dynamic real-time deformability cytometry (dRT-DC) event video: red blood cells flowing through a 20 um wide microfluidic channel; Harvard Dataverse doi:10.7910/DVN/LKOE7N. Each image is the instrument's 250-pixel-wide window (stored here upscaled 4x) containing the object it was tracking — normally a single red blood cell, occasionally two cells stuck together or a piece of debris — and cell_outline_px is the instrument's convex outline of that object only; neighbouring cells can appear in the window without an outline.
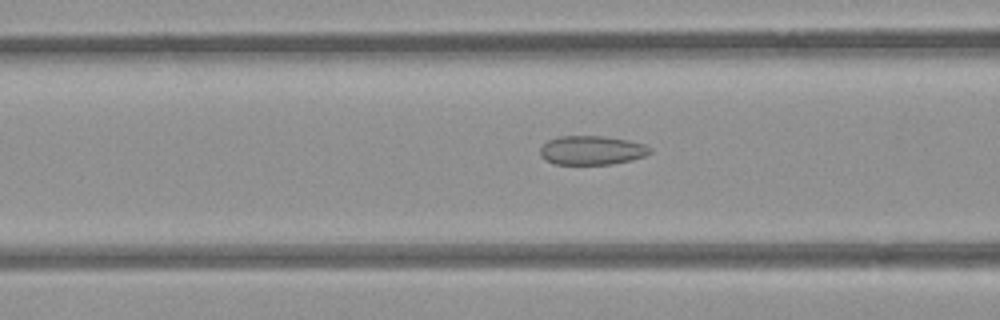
{"species": "common noctule bat (a hibernating species)", "species_latin": "Nyctalus noctula", "temperature_condition": "room temperature", "stored_images_in_passage": 53, "camera_frame_rate_fps": 3000, "um_per_image_px": 0.085, "animal": {"sex": "female", "body_mass_g": 21.9}, "frame": {"image": 1, "passage_image": 21, "time_ms": 6.667, "image_size_px": [1000, 320], "cell_outline_px": [[652, 152], [644, 156], [632, 160], [612, 164], [552, 164], [544, 160], [540, 156], [540, 148], [548, 140], [560, 136], [604, 136], [628, 140], [644, 144], [652, 148]], "centroid_in_image_um": [50.29, 12.78], "position_along_channel_um": 116.3, "area_um2": 18.73}}
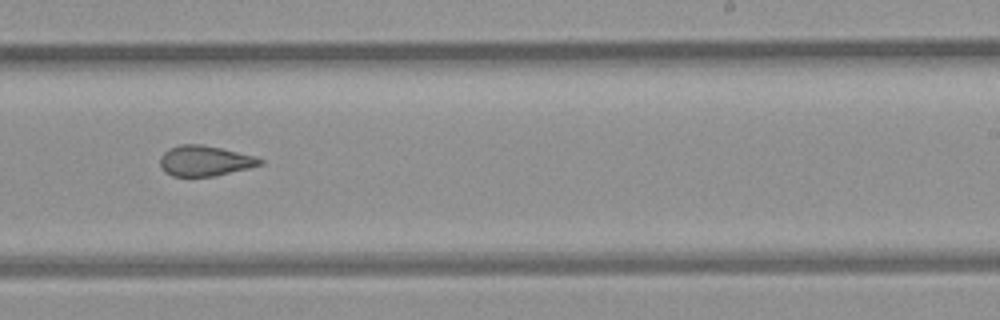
{"frame": {"image": 2, "passage_image": 33, "time_ms": 10.667, "image_size_px": [1000, 320], "cell_outline_px": [[264, 164], [248, 168], [212, 176], [172, 176], [164, 172], [160, 168], [160, 156], [168, 148], [180, 144], [204, 144], [256, 156], [264, 160]], "centroid_in_image_um": [17.39, 13.66], "position_along_channel_um": 271.6, "area_um2": 17.86}}
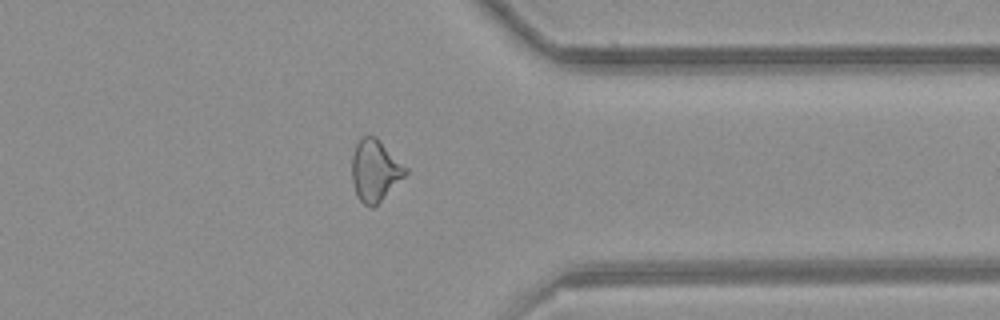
{"frame": {"image": 3, "passage_image": 42, "time_ms": 13.667, "image_size_px": [1000, 320], "cell_outline_px": [[408, 172], [372, 208], [368, 208], [356, 196], [352, 180], [352, 156], [356, 144], [360, 136], [376, 136], [408, 168]], "centroid_in_image_um": [31.85, 14.47], "position_along_channel_um": 379.5, "area_um2": 19.13}, "authors_computed_cell_mechanics": {"area_um2": 19.3052, "velocity_mm_per_s": 3.8936, "shape_relaxation_time_tau1_ms": null, "shape_relaxation_time_tau2_ms": 2.4664, "deformation_change_tau1": null, "deformation_change_tau2": 0.0954}}